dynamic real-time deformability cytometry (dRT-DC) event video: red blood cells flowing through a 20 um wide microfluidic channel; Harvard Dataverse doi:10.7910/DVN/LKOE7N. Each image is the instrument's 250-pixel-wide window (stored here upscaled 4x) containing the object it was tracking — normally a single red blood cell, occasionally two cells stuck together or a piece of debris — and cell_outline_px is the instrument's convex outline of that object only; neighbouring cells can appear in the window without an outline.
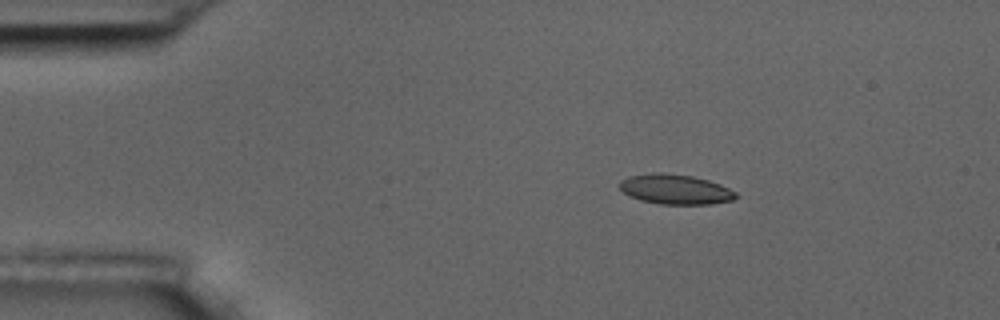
{"species": "common noctule bat (a hibernating species)", "species_latin": "Nyctalus noctula", "temperature_condition": "room temperature", "stored_images_in_passage": 4, "camera_frame_rate_fps": 3000, "um_per_image_px": 0.085, "animal": {"sex": "male", "body_mass_g": 17.5, "forearm_length_mm": 52.3}, "frame": {"image": 1, "passage_image": 1, "time_ms": 0.0, "image_size_px": [1000, 320], "cell_outline_px": [[736, 196], [732, 200], [712, 204], [660, 204], [640, 200], [628, 196], [620, 188], [620, 180], [628, 176], [652, 172], [664, 172], [692, 176], [708, 180], [720, 184], [736, 192]], "centroid_in_image_um": [57.37, 16.08], "position_along_channel_um": 27.6, "area_um2": 20.35}}